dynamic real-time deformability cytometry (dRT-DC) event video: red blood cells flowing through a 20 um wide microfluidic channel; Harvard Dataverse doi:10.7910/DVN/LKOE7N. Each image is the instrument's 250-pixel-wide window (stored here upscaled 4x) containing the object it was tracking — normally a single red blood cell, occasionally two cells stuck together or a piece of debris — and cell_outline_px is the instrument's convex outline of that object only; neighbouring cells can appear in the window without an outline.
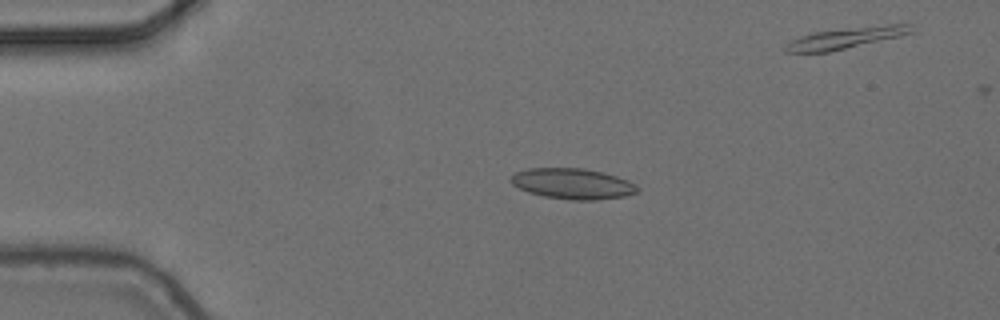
{"species": "common noctule bat (a hibernating species)", "species_latin": "Nyctalus noctula", "temperature_condition": "cold", "stored_images_in_passage": 6, "camera_frame_rate_fps": 3000, "um_per_image_px": 0.085, "animal": {"sex": "female", "body_mass_g": 24.6, "forearm_length_mm": 56.2}, "frame": {"image": 1, "passage_image": 4, "time_ms": 1.0, "image_size_px": [1000, 320], "cell_outline_px": [[640, 188], [636, 192], [624, 196], [596, 200], [572, 200], [544, 196], [528, 192], [512, 184], [508, 180], [516, 172], [528, 168], [584, 168], [604, 172], [628, 180], [636, 184]], "centroid_in_image_um": [48.68, 15.61], "position_along_channel_um": 36.3, "area_um2": 22.66}}